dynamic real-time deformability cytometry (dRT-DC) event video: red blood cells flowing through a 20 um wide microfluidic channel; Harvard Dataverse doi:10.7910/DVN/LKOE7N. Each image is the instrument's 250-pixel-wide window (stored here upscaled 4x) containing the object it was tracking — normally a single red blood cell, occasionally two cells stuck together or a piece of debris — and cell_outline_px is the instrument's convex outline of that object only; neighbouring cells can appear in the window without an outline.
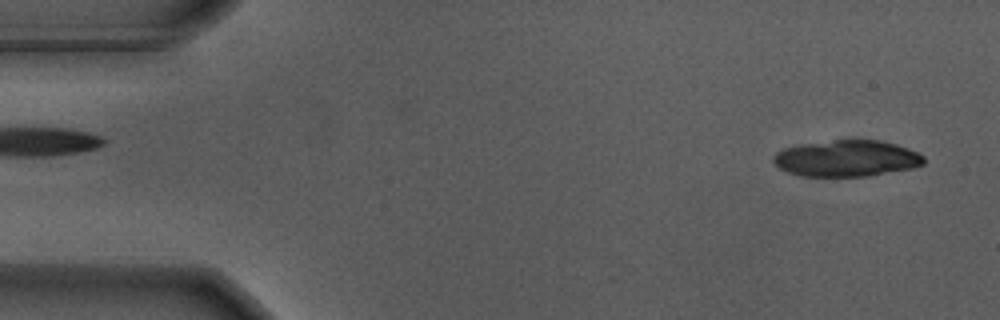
{"species": "Egyptian fruit bat (a non-hibernating species)", "species_latin": "Rousettus aegyptiacus", "temperature_condition": "warm", "stored_images_in_passage": 16, "camera_frame_rate_fps": 3000, "um_per_image_px": 0.085, "animal": {"sex": "male"}, "frame": {"image": 1, "passage_image": 1, "time_ms": 0.0, "image_size_px": [1000, 320], "cell_outline_px": [[924, 164], [912, 168], [868, 176], [804, 176], [788, 172], [780, 168], [772, 160], [772, 156], [776, 152], [784, 148], [804, 144], [836, 140], [880, 140], [896, 144], [920, 152], [924, 156]], "centroid_in_image_um": [72.0, 13.46], "position_along_channel_um": 13.0, "area_um2": 31.79}}